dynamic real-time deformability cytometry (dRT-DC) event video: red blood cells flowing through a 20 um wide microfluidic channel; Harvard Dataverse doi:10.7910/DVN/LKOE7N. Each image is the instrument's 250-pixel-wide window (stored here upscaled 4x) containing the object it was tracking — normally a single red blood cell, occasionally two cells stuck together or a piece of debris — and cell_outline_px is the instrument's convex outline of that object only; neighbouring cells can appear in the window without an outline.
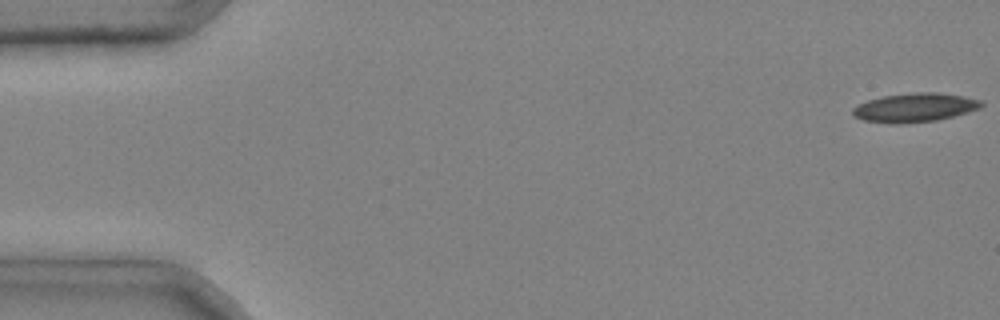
{"species": "common noctule bat (a hibernating species)", "species_latin": "Nyctalus noctula", "temperature_condition": "cold", "stored_images_in_passage": 5, "camera_frame_rate_fps": 3000, "um_per_image_px": 0.085, "animal": {"sex": "male", "body_mass_g": 20.4}, "frame": {"image": 1, "passage_image": 1, "time_ms": 0.0, "image_size_px": [1000, 320], "cell_outline_px": [[984, 104], [980, 108], [968, 112], [936, 120], [864, 120], [852, 116], [852, 108], [868, 100], [884, 96], [916, 92], [936, 92], [964, 96], [984, 100]], "centroid_in_image_um": [77.85, 9.07], "position_along_channel_um": 7.1, "area_um2": 20.52}}